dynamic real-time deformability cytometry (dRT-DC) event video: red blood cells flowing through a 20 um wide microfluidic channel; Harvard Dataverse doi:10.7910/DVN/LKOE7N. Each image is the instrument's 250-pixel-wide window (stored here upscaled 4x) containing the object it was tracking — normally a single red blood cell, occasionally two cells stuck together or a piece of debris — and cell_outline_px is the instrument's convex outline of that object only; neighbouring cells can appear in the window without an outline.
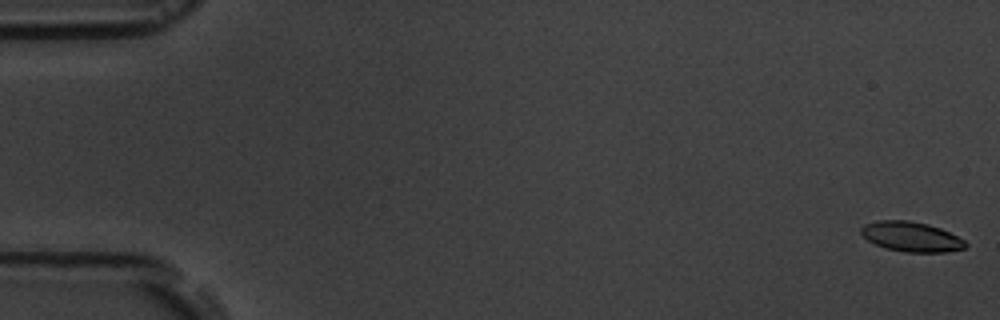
{"species": "common noctule bat (a hibernating species)", "species_latin": "Nyctalus noctula", "temperature_condition": "room temperature", "stored_images_in_passage": 17, "camera_frame_rate_fps": 3000, "um_per_image_px": 0.085, "animal": {"sex": "male", "body_mass_g": 19.5, "forearm_length_mm": 54.6}, "frame": {"image": 1, "passage_image": 1, "time_ms": 0.0, "image_size_px": [1000, 320], "cell_outline_px": [[968, 244], [964, 248], [944, 252], [904, 252], [884, 248], [868, 240], [860, 232], [860, 228], [864, 224], [876, 220], [908, 220], [928, 224], [940, 228], [964, 240]], "centroid_in_image_um": [77.42, 20.11], "position_along_channel_um": 7.6, "area_um2": 18.15}}
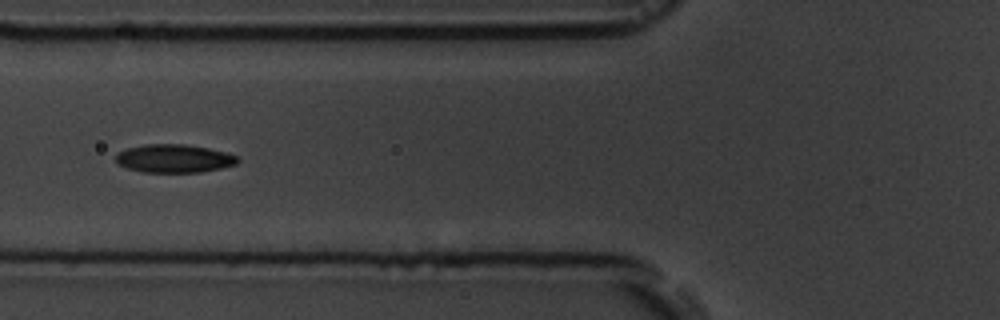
{"frame": {"image": 2, "passage_image": 7, "time_ms": 7.0, "image_size_px": [1000, 320], "cell_outline_px": [[240, 160], [236, 164], [220, 168], [200, 172], [144, 172], [128, 168], [120, 164], [116, 160], [116, 156], [120, 152], [128, 148], [144, 144], [184, 144], [208, 148], [224, 152], [236, 156]], "centroid_in_image_um": [14.81, 13.47], "position_along_channel_um": 111.0, "area_um2": 19.77}}
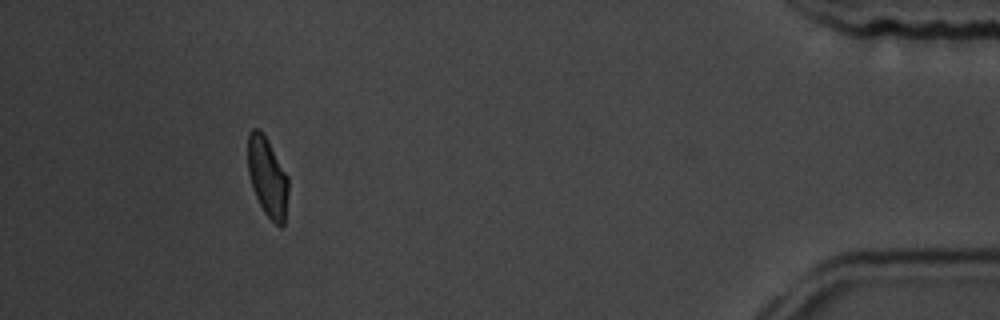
{"frame": {"image": 3, "passage_image": 16, "time_ms": 17.0, "image_size_px": [1000, 320], "cell_outline_px": [[288, 192], [284, 224], [280, 228], [264, 212], [252, 188], [248, 172], [248, 132], [252, 128], [256, 128], [268, 140], [288, 176]], "centroid_in_image_um": [22.73, 15.06], "position_along_channel_um": 412.5, "area_um2": 18.61}, "authors_computed_cell_mechanics": {"area_um2": 19.2474, "velocity_mm_per_s": 3.6342, "shape_relaxation_time_tau1_ms": 4.2672, "shape_relaxation_time_tau2_ms": 2.7411, "deformation_change_tau1": 0.0992, "deformation_change_tau2": 0.0655}}